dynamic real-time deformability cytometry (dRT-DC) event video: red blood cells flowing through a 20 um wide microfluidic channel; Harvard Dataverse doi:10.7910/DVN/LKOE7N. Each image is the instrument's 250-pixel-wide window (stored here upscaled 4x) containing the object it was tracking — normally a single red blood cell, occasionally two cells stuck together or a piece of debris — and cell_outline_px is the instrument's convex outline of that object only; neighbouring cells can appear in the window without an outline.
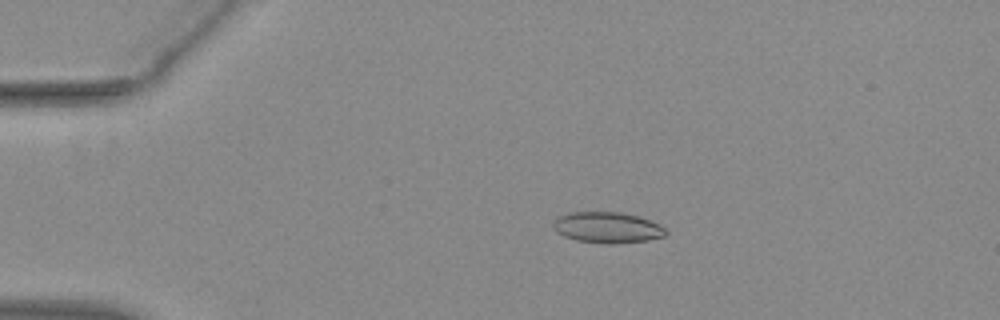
{"species": "common noctule bat (a hibernating species)", "species_latin": "Nyctalus noctula", "temperature_condition": "warm", "stored_images_in_passage": 53, "camera_frame_rate_fps": 3000, "um_per_image_px": 0.085, "animal": {"sex": "female", "body_mass_g": 29.2, "forearm_length_mm": 56.3}, "frame": {"image": 1, "passage_image": 11, "time_ms": 3.333, "image_size_px": [1000, 320], "cell_outline_px": [[668, 232], [664, 236], [648, 240], [616, 244], [608, 244], [576, 240], [564, 236], [556, 232], [552, 228], [552, 224], [560, 216], [572, 212], [620, 212], [636, 216], [660, 224]], "centroid_in_image_um": [51.62, 19.35], "position_along_channel_um": 33.4, "area_um2": 20.23}}
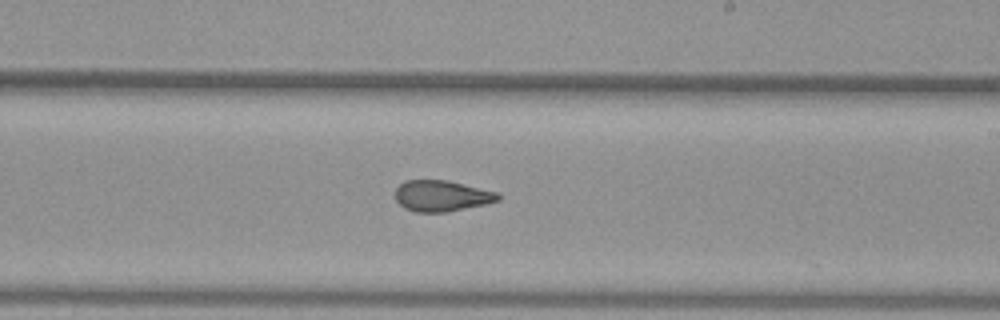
{"frame": {"image": 2, "passage_image": 32, "time_ms": 10.333, "image_size_px": [1000, 320], "cell_outline_px": [[500, 200], [488, 204], [448, 212], [416, 212], [404, 208], [396, 200], [396, 188], [404, 180], [448, 180], [496, 192], [500, 196]], "centroid_in_image_um": [37.55, 16.65], "position_along_channel_um": 251.5, "area_um2": 18.67}}
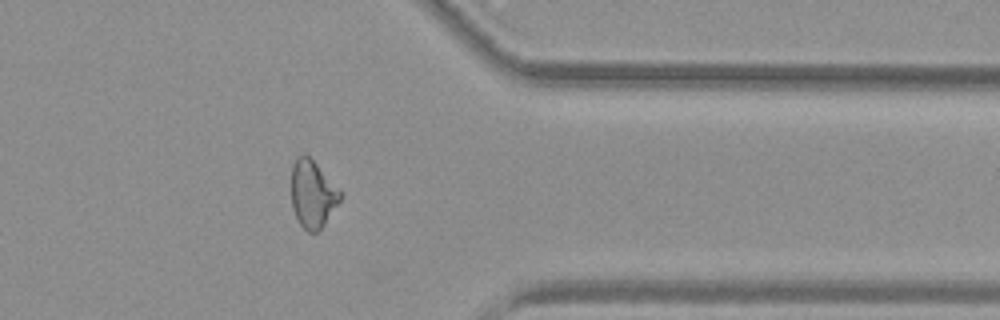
{"frame": {"image": 3, "passage_image": 43, "time_ms": 14.0, "image_size_px": [1000, 320], "cell_outline_px": [[344, 196], [324, 224], [316, 232], [308, 232], [300, 224], [292, 208], [292, 164], [296, 156], [308, 156], [344, 192]], "centroid_in_image_um": [26.6, 16.5], "position_along_channel_um": 384.8, "area_um2": 19.19}, "authors_computed_cell_mechanics": {"area_um2": 20.0566, "velocity_mm_per_s": 3.9189, "shape_relaxation_time_tau1_ms": null, "shape_relaxation_time_tau2_ms": 1.5503, "deformation_change_tau1": null, "deformation_change_tau2": 0.0761}}